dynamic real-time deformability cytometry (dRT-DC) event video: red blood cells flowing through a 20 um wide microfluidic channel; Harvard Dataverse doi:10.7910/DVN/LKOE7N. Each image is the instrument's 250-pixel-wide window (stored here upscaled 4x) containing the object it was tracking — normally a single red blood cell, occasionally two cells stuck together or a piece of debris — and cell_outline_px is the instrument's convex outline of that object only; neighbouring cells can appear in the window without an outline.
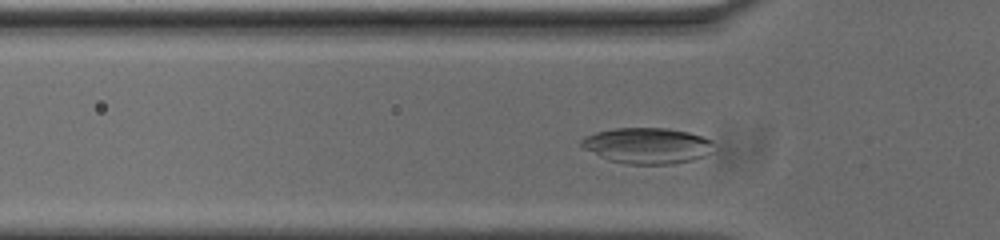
{"species": "common noctule bat (a hibernating species)", "species_latin": "Nyctalus noctula", "temperature_condition": "cold", "stored_images_in_passage": 52, "camera_frame_rate_fps": 3000, "um_per_image_px": 0.085, "animal": {"sex": "male", "body_mass_g": 20.0, "forearm_length_mm": 53.3}, "frame": {"image": 1, "passage_image": 14, "time_ms": 4.333, "image_size_px": [1000, 240], "cell_outline_px": [[712, 140], [704, 156], [692, 160], [672, 164], [624, 164], [608, 160], [584, 148], [580, 144], [580, 140], [596, 132], [616, 128], [668, 128], [688, 132], [704, 136]], "centroid_in_image_um": [54.98, 12.38], "position_along_channel_um": 70.8, "area_um2": 27.34}}
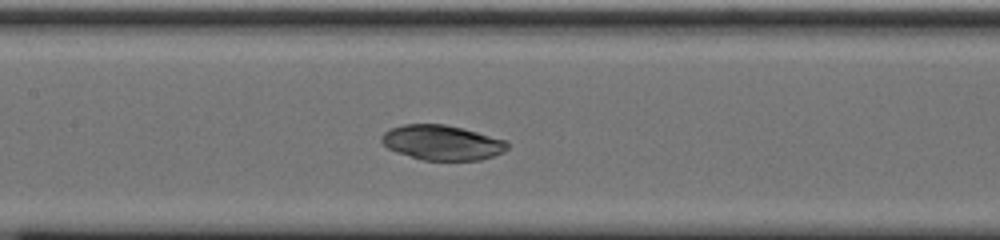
{"frame": {"image": 2, "passage_image": 22, "time_ms": 7.0, "image_size_px": [1000, 240], "cell_outline_px": [[508, 148], [504, 152], [480, 160], [424, 160], [396, 152], [388, 148], [380, 140], [380, 136], [384, 132], [392, 128], [404, 124], [444, 124], [476, 132], [504, 140], [508, 144]], "centroid_in_image_um": [37.54, 12.12], "position_along_channel_um": 169.9, "area_um2": 25.32}}
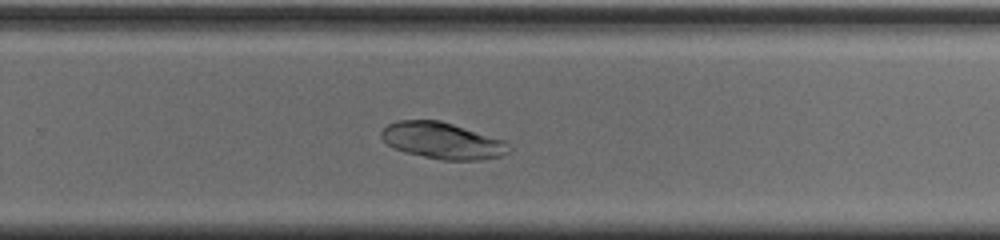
{"frame": {"image": 3, "passage_image": 32, "time_ms": 10.333, "image_size_px": [1000, 240], "cell_outline_px": [[512, 148], [508, 152], [500, 156], [480, 160], [440, 160], [404, 152], [392, 148], [380, 136], [380, 132], [388, 124], [396, 120], [440, 120], [504, 140]], "centroid_in_image_um": [37.58, 11.96], "position_along_channel_um": 292.2, "area_um2": 27.17}}